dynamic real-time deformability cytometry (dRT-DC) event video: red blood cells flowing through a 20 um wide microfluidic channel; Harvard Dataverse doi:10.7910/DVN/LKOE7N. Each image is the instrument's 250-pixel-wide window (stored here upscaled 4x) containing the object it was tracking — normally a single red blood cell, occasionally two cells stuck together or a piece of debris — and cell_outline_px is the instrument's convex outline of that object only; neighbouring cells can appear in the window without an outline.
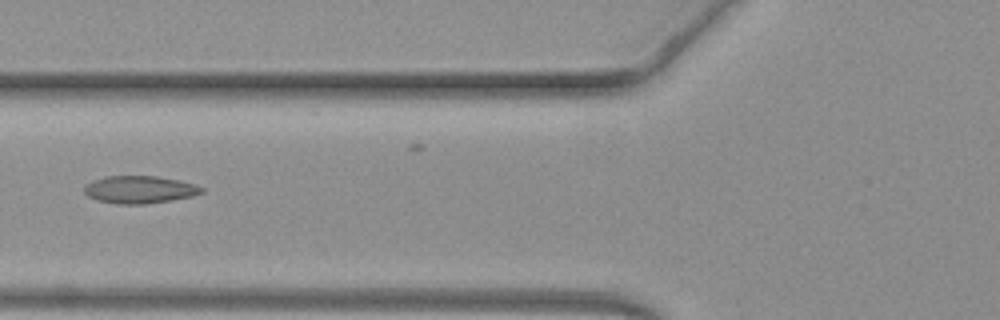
{"species": "common noctule bat (a hibernating species)", "species_latin": "Nyctalus noctula", "temperature_condition": "warm", "stored_images_in_passage": 31, "camera_frame_rate_fps": 3000, "um_per_image_px": 0.085, "animal": {"sex": "female", "body_mass_g": 19.3, "forearm_length_mm": 54.1}, "frame": {"image": 1, "passage_image": 13, "time_ms": 4.0, "image_size_px": [1000, 320], "cell_outline_px": [[204, 192], [192, 196], [172, 200], [144, 204], [116, 204], [96, 200], [88, 196], [84, 192], [84, 188], [92, 180], [104, 176], [156, 176], [180, 180], [196, 184], [204, 188]], "centroid_in_image_um": [11.88, 16.11], "position_along_channel_um": 113.9, "area_um2": 18.96}}
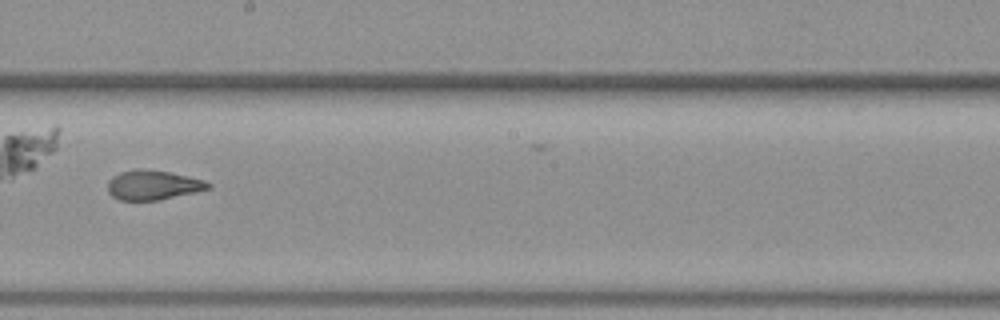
{"frame": {"image": 2, "passage_image": 22, "time_ms": 7.0, "image_size_px": [1000, 320], "cell_outline_px": [[212, 184], [208, 188], [196, 192], [160, 200], [120, 200], [112, 196], [108, 192], [108, 180], [112, 176], [120, 172], [140, 168], [168, 172], [204, 180]], "centroid_in_image_um": [12.97, 15.73], "position_along_channel_um": 235.2, "area_um2": 17.22}}